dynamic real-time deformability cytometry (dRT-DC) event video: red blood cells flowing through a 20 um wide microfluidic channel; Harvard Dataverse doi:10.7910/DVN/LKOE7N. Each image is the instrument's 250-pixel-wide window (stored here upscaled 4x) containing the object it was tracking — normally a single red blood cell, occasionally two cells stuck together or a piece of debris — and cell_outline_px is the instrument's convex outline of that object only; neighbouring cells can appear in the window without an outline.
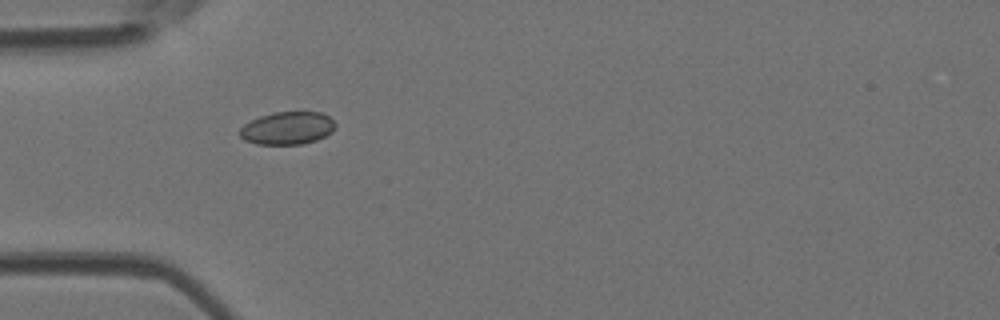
{"species": "Egyptian fruit bat (a non-hibernating species)", "species_latin": "Rousettus aegyptiacus", "temperature_condition": "room temperature", "stored_images_in_passage": 2, "camera_frame_rate_fps": 3000, "um_per_image_px": 0.085, "animal": {"sex": "female"}, "frame": {"image": 1, "passage_image": 1, "time_ms": 0.0, "image_size_px": [1000, 320], "cell_outline_px": [[336, 124], [332, 132], [316, 140], [300, 144], [256, 144], [244, 140], [240, 136], [240, 128], [244, 124], [260, 116], [276, 112], [320, 112], [328, 116]], "centroid_in_image_um": [24.42, 10.89], "position_along_channel_um": 60.6, "area_um2": 18.09}}
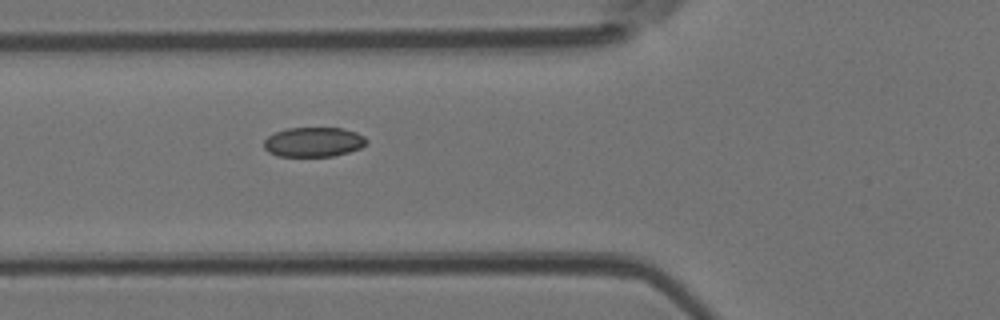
{"frame": {"image": 2, "passage_image": 2, "time_ms": 0.333, "image_size_px": [1000, 320], "cell_outline_px": [[368, 140], [360, 148], [348, 152], [332, 156], [276, 156], [268, 152], [264, 148], [264, 140], [268, 136], [276, 132], [288, 128], [340, 128], [356, 132], [364, 136]], "centroid_in_image_um": [26.63, 12.07], "position_along_channel_um": 99.2, "area_um2": 17.63}}